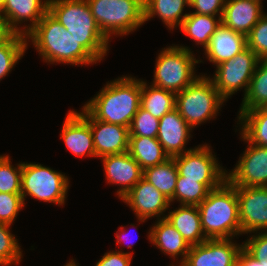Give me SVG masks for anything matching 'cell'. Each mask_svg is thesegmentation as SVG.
Instances as JSON below:
<instances>
[{
    "label": "cell",
    "mask_w": 267,
    "mask_h": 266,
    "mask_svg": "<svg viewBox=\"0 0 267 266\" xmlns=\"http://www.w3.org/2000/svg\"><path fill=\"white\" fill-rule=\"evenodd\" d=\"M208 192L198 180L185 179L179 174L170 204L176 200L180 205L198 206L207 197Z\"/></svg>",
    "instance_id": "obj_32"
},
{
    "label": "cell",
    "mask_w": 267,
    "mask_h": 266,
    "mask_svg": "<svg viewBox=\"0 0 267 266\" xmlns=\"http://www.w3.org/2000/svg\"><path fill=\"white\" fill-rule=\"evenodd\" d=\"M5 0H0V16H2V10Z\"/></svg>",
    "instance_id": "obj_45"
},
{
    "label": "cell",
    "mask_w": 267,
    "mask_h": 266,
    "mask_svg": "<svg viewBox=\"0 0 267 266\" xmlns=\"http://www.w3.org/2000/svg\"><path fill=\"white\" fill-rule=\"evenodd\" d=\"M238 119L240 132L250 143L267 147V107L243 112Z\"/></svg>",
    "instance_id": "obj_29"
},
{
    "label": "cell",
    "mask_w": 267,
    "mask_h": 266,
    "mask_svg": "<svg viewBox=\"0 0 267 266\" xmlns=\"http://www.w3.org/2000/svg\"><path fill=\"white\" fill-rule=\"evenodd\" d=\"M13 33L8 29L3 17L0 16V45L5 42Z\"/></svg>",
    "instance_id": "obj_42"
},
{
    "label": "cell",
    "mask_w": 267,
    "mask_h": 266,
    "mask_svg": "<svg viewBox=\"0 0 267 266\" xmlns=\"http://www.w3.org/2000/svg\"><path fill=\"white\" fill-rule=\"evenodd\" d=\"M26 36L12 34L0 45V80L12 71L27 50Z\"/></svg>",
    "instance_id": "obj_31"
},
{
    "label": "cell",
    "mask_w": 267,
    "mask_h": 266,
    "mask_svg": "<svg viewBox=\"0 0 267 266\" xmlns=\"http://www.w3.org/2000/svg\"><path fill=\"white\" fill-rule=\"evenodd\" d=\"M243 248L259 262L267 263V231L256 232L250 236L243 243Z\"/></svg>",
    "instance_id": "obj_38"
},
{
    "label": "cell",
    "mask_w": 267,
    "mask_h": 266,
    "mask_svg": "<svg viewBox=\"0 0 267 266\" xmlns=\"http://www.w3.org/2000/svg\"><path fill=\"white\" fill-rule=\"evenodd\" d=\"M225 101L210 77L201 75L176 94L175 108L193 129L197 125L216 118Z\"/></svg>",
    "instance_id": "obj_5"
},
{
    "label": "cell",
    "mask_w": 267,
    "mask_h": 266,
    "mask_svg": "<svg viewBox=\"0 0 267 266\" xmlns=\"http://www.w3.org/2000/svg\"><path fill=\"white\" fill-rule=\"evenodd\" d=\"M64 266H78V265L75 263V261L73 259V260L69 261L68 263H66V265H64Z\"/></svg>",
    "instance_id": "obj_44"
},
{
    "label": "cell",
    "mask_w": 267,
    "mask_h": 266,
    "mask_svg": "<svg viewBox=\"0 0 267 266\" xmlns=\"http://www.w3.org/2000/svg\"><path fill=\"white\" fill-rule=\"evenodd\" d=\"M69 188V179L65 174L36 163H24L21 174V196L39 201L64 205Z\"/></svg>",
    "instance_id": "obj_8"
},
{
    "label": "cell",
    "mask_w": 267,
    "mask_h": 266,
    "mask_svg": "<svg viewBox=\"0 0 267 266\" xmlns=\"http://www.w3.org/2000/svg\"><path fill=\"white\" fill-rule=\"evenodd\" d=\"M247 47L260 59H267V13H265L247 35Z\"/></svg>",
    "instance_id": "obj_36"
},
{
    "label": "cell",
    "mask_w": 267,
    "mask_h": 266,
    "mask_svg": "<svg viewBox=\"0 0 267 266\" xmlns=\"http://www.w3.org/2000/svg\"><path fill=\"white\" fill-rule=\"evenodd\" d=\"M128 153L142 170L165 162L170 157L157 138L129 136Z\"/></svg>",
    "instance_id": "obj_24"
},
{
    "label": "cell",
    "mask_w": 267,
    "mask_h": 266,
    "mask_svg": "<svg viewBox=\"0 0 267 266\" xmlns=\"http://www.w3.org/2000/svg\"><path fill=\"white\" fill-rule=\"evenodd\" d=\"M141 89L142 80L118 77L106 83L83 107L97 120L129 128L141 106Z\"/></svg>",
    "instance_id": "obj_1"
},
{
    "label": "cell",
    "mask_w": 267,
    "mask_h": 266,
    "mask_svg": "<svg viewBox=\"0 0 267 266\" xmlns=\"http://www.w3.org/2000/svg\"><path fill=\"white\" fill-rule=\"evenodd\" d=\"M240 135L248 145L235 168L227 174V180L233 186H267V147L254 145Z\"/></svg>",
    "instance_id": "obj_11"
},
{
    "label": "cell",
    "mask_w": 267,
    "mask_h": 266,
    "mask_svg": "<svg viewBox=\"0 0 267 266\" xmlns=\"http://www.w3.org/2000/svg\"><path fill=\"white\" fill-rule=\"evenodd\" d=\"M247 48V36L233 31L222 23L216 28L205 48V55L214 66L234 58Z\"/></svg>",
    "instance_id": "obj_21"
},
{
    "label": "cell",
    "mask_w": 267,
    "mask_h": 266,
    "mask_svg": "<svg viewBox=\"0 0 267 266\" xmlns=\"http://www.w3.org/2000/svg\"><path fill=\"white\" fill-rule=\"evenodd\" d=\"M132 252L110 251L103 255V257L96 263L95 266H131Z\"/></svg>",
    "instance_id": "obj_40"
},
{
    "label": "cell",
    "mask_w": 267,
    "mask_h": 266,
    "mask_svg": "<svg viewBox=\"0 0 267 266\" xmlns=\"http://www.w3.org/2000/svg\"><path fill=\"white\" fill-rule=\"evenodd\" d=\"M221 24V18L216 16L188 13L180 28L187 36L202 45L204 49L209 45L210 38Z\"/></svg>",
    "instance_id": "obj_26"
},
{
    "label": "cell",
    "mask_w": 267,
    "mask_h": 266,
    "mask_svg": "<svg viewBox=\"0 0 267 266\" xmlns=\"http://www.w3.org/2000/svg\"><path fill=\"white\" fill-rule=\"evenodd\" d=\"M176 94L142 81L141 107L157 119L175 108Z\"/></svg>",
    "instance_id": "obj_28"
},
{
    "label": "cell",
    "mask_w": 267,
    "mask_h": 266,
    "mask_svg": "<svg viewBox=\"0 0 267 266\" xmlns=\"http://www.w3.org/2000/svg\"><path fill=\"white\" fill-rule=\"evenodd\" d=\"M48 12L98 62L107 55L110 40L100 30L86 0H49Z\"/></svg>",
    "instance_id": "obj_3"
},
{
    "label": "cell",
    "mask_w": 267,
    "mask_h": 266,
    "mask_svg": "<svg viewBox=\"0 0 267 266\" xmlns=\"http://www.w3.org/2000/svg\"><path fill=\"white\" fill-rule=\"evenodd\" d=\"M231 239H207L190 246L185 261L180 266H237L239 245Z\"/></svg>",
    "instance_id": "obj_13"
},
{
    "label": "cell",
    "mask_w": 267,
    "mask_h": 266,
    "mask_svg": "<svg viewBox=\"0 0 267 266\" xmlns=\"http://www.w3.org/2000/svg\"><path fill=\"white\" fill-rule=\"evenodd\" d=\"M8 155H0V192L21 194V174L23 163L14 167Z\"/></svg>",
    "instance_id": "obj_34"
},
{
    "label": "cell",
    "mask_w": 267,
    "mask_h": 266,
    "mask_svg": "<svg viewBox=\"0 0 267 266\" xmlns=\"http://www.w3.org/2000/svg\"><path fill=\"white\" fill-rule=\"evenodd\" d=\"M101 158L108 183L120 185V189L117 190L120 199L143 177V170L128 152Z\"/></svg>",
    "instance_id": "obj_17"
},
{
    "label": "cell",
    "mask_w": 267,
    "mask_h": 266,
    "mask_svg": "<svg viewBox=\"0 0 267 266\" xmlns=\"http://www.w3.org/2000/svg\"><path fill=\"white\" fill-rule=\"evenodd\" d=\"M261 107H267V59L259 60L238 115Z\"/></svg>",
    "instance_id": "obj_30"
},
{
    "label": "cell",
    "mask_w": 267,
    "mask_h": 266,
    "mask_svg": "<svg viewBox=\"0 0 267 266\" xmlns=\"http://www.w3.org/2000/svg\"><path fill=\"white\" fill-rule=\"evenodd\" d=\"M241 235L267 231V186H236Z\"/></svg>",
    "instance_id": "obj_12"
},
{
    "label": "cell",
    "mask_w": 267,
    "mask_h": 266,
    "mask_svg": "<svg viewBox=\"0 0 267 266\" xmlns=\"http://www.w3.org/2000/svg\"><path fill=\"white\" fill-rule=\"evenodd\" d=\"M260 58L248 47L234 58L216 65L213 78H210L220 95L227 99L244 88L246 95L251 78Z\"/></svg>",
    "instance_id": "obj_10"
},
{
    "label": "cell",
    "mask_w": 267,
    "mask_h": 266,
    "mask_svg": "<svg viewBox=\"0 0 267 266\" xmlns=\"http://www.w3.org/2000/svg\"><path fill=\"white\" fill-rule=\"evenodd\" d=\"M207 144L173 157L178 173L185 179L198 180L209 191L218 188L227 180L229 173L220 166L216 155Z\"/></svg>",
    "instance_id": "obj_9"
},
{
    "label": "cell",
    "mask_w": 267,
    "mask_h": 266,
    "mask_svg": "<svg viewBox=\"0 0 267 266\" xmlns=\"http://www.w3.org/2000/svg\"><path fill=\"white\" fill-rule=\"evenodd\" d=\"M191 130L193 129L174 108L159 119L157 140L163 146L166 154L173 158L192 150V148L185 149V145L191 137Z\"/></svg>",
    "instance_id": "obj_18"
},
{
    "label": "cell",
    "mask_w": 267,
    "mask_h": 266,
    "mask_svg": "<svg viewBox=\"0 0 267 266\" xmlns=\"http://www.w3.org/2000/svg\"><path fill=\"white\" fill-rule=\"evenodd\" d=\"M262 7L257 0H226L221 23L247 36L265 14Z\"/></svg>",
    "instance_id": "obj_20"
},
{
    "label": "cell",
    "mask_w": 267,
    "mask_h": 266,
    "mask_svg": "<svg viewBox=\"0 0 267 266\" xmlns=\"http://www.w3.org/2000/svg\"><path fill=\"white\" fill-rule=\"evenodd\" d=\"M60 138L65 142L66 148L75 156L88 155L96 158L91 127L79 112L69 110L63 123Z\"/></svg>",
    "instance_id": "obj_19"
},
{
    "label": "cell",
    "mask_w": 267,
    "mask_h": 266,
    "mask_svg": "<svg viewBox=\"0 0 267 266\" xmlns=\"http://www.w3.org/2000/svg\"><path fill=\"white\" fill-rule=\"evenodd\" d=\"M226 0H190L189 7L195 9L193 13L222 17Z\"/></svg>",
    "instance_id": "obj_39"
},
{
    "label": "cell",
    "mask_w": 267,
    "mask_h": 266,
    "mask_svg": "<svg viewBox=\"0 0 267 266\" xmlns=\"http://www.w3.org/2000/svg\"><path fill=\"white\" fill-rule=\"evenodd\" d=\"M49 0H5L2 17L13 34L26 36L48 12ZM30 20V21H29ZM25 21L31 24L21 26ZM19 26V27H18Z\"/></svg>",
    "instance_id": "obj_16"
},
{
    "label": "cell",
    "mask_w": 267,
    "mask_h": 266,
    "mask_svg": "<svg viewBox=\"0 0 267 266\" xmlns=\"http://www.w3.org/2000/svg\"><path fill=\"white\" fill-rule=\"evenodd\" d=\"M237 266H267V263L259 262L242 248L237 258Z\"/></svg>",
    "instance_id": "obj_41"
},
{
    "label": "cell",
    "mask_w": 267,
    "mask_h": 266,
    "mask_svg": "<svg viewBox=\"0 0 267 266\" xmlns=\"http://www.w3.org/2000/svg\"><path fill=\"white\" fill-rule=\"evenodd\" d=\"M79 113L91 127L96 157L128 152L129 128L97 120L84 107Z\"/></svg>",
    "instance_id": "obj_15"
},
{
    "label": "cell",
    "mask_w": 267,
    "mask_h": 266,
    "mask_svg": "<svg viewBox=\"0 0 267 266\" xmlns=\"http://www.w3.org/2000/svg\"><path fill=\"white\" fill-rule=\"evenodd\" d=\"M11 225L0 223V266L19 264L22 258L21 246L15 235L11 233Z\"/></svg>",
    "instance_id": "obj_33"
},
{
    "label": "cell",
    "mask_w": 267,
    "mask_h": 266,
    "mask_svg": "<svg viewBox=\"0 0 267 266\" xmlns=\"http://www.w3.org/2000/svg\"><path fill=\"white\" fill-rule=\"evenodd\" d=\"M148 234L149 241L165 255L173 259L182 257L179 266L185 261L190 246L166 218L158 219Z\"/></svg>",
    "instance_id": "obj_22"
},
{
    "label": "cell",
    "mask_w": 267,
    "mask_h": 266,
    "mask_svg": "<svg viewBox=\"0 0 267 266\" xmlns=\"http://www.w3.org/2000/svg\"><path fill=\"white\" fill-rule=\"evenodd\" d=\"M178 168L174 158L143 170V178L159 190L168 200L174 197L178 178Z\"/></svg>",
    "instance_id": "obj_27"
},
{
    "label": "cell",
    "mask_w": 267,
    "mask_h": 266,
    "mask_svg": "<svg viewBox=\"0 0 267 266\" xmlns=\"http://www.w3.org/2000/svg\"><path fill=\"white\" fill-rule=\"evenodd\" d=\"M200 62L188 47L164 48L156 59L152 85L177 94L199 77L194 69Z\"/></svg>",
    "instance_id": "obj_7"
},
{
    "label": "cell",
    "mask_w": 267,
    "mask_h": 266,
    "mask_svg": "<svg viewBox=\"0 0 267 266\" xmlns=\"http://www.w3.org/2000/svg\"><path fill=\"white\" fill-rule=\"evenodd\" d=\"M100 30L110 40L112 35H127L144 20V0H86Z\"/></svg>",
    "instance_id": "obj_6"
},
{
    "label": "cell",
    "mask_w": 267,
    "mask_h": 266,
    "mask_svg": "<svg viewBox=\"0 0 267 266\" xmlns=\"http://www.w3.org/2000/svg\"><path fill=\"white\" fill-rule=\"evenodd\" d=\"M119 229H120V230H118V231H117L118 233L116 232V235H115L116 238H117V242H116L117 245H118V244H121L122 241H125V240L127 239V238H126V237H127L126 234L128 233V232H127V233L125 232L126 230H125L124 227H122V226L119 227ZM120 232H121V233H120ZM132 245H133V244L130 243L129 245H127V248H131Z\"/></svg>",
    "instance_id": "obj_43"
},
{
    "label": "cell",
    "mask_w": 267,
    "mask_h": 266,
    "mask_svg": "<svg viewBox=\"0 0 267 266\" xmlns=\"http://www.w3.org/2000/svg\"><path fill=\"white\" fill-rule=\"evenodd\" d=\"M121 200L135 212L139 222L150 217L166 218L164 212L171 206L170 200L143 177Z\"/></svg>",
    "instance_id": "obj_14"
},
{
    "label": "cell",
    "mask_w": 267,
    "mask_h": 266,
    "mask_svg": "<svg viewBox=\"0 0 267 266\" xmlns=\"http://www.w3.org/2000/svg\"><path fill=\"white\" fill-rule=\"evenodd\" d=\"M198 209L207 239H233L241 235L236 186L228 180L210 190Z\"/></svg>",
    "instance_id": "obj_4"
},
{
    "label": "cell",
    "mask_w": 267,
    "mask_h": 266,
    "mask_svg": "<svg viewBox=\"0 0 267 266\" xmlns=\"http://www.w3.org/2000/svg\"><path fill=\"white\" fill-rule=\"evenodd\" d=\"M166 219L182 235L189 246L200 244L207 240L200 221L198 206L180 205L176 210H169Z\"/></svg>",
    "instance_id": "obj_23"
},
{
    "label": "cell",
    "mask_w": 267,
    "mask_h": 266,
    "mask_svg": "<svg viewBox=\"0 0 267 266\" xmlns=\"http://www.w3.org/2000/svg\"><path fill=\"white\" fill-rule=\"evenodd\" d=\"M187 5H190V0H144V20L146 22L158 15L170 30L180 27L188 14H182Z\"/></svg>",
    "instance_id": "obj_25"
},
{
    "label": "cell",
    "mask_w": 267,
    "mask_h": 266,
    "mask_svg": "<svg viewBox=\"0 0 267 266\" xmlns=\"http://www.w3.org/2000/svg\"><path fill=\"white\" fill-rule=\"evenodd\" d=\"M46 63L90 65L97 60L47 12L26 35Z\"/></svg>",
    "instance_id": "obj_2"
},
{
    "label": "cell",
    "mask_w": 267,
    "mask_h": 266,
    "mask_svg": "<svg viewBox=\"0 0 267 266\" xmlns=\"http://www.w3.org/2000/svg\"><path fill=\"white\" fill-rule=\"evenodd\" d=\"M159 119L139 107L129 127V136L157 138Z\"/></svg>",
    "instance_id": "obj_35"
},
{
    "label": "cell",
    "mask_w": 267,
    "mask_h": 266,
    "mask_svg": "<svg viewBox=\"0 0 267 266\" xmlns=\"http://www.w3.org/2000/svg\"><path fill=\"white\" fill-rule=\"evenodd\" d=\"M24 206L21 194L0 192V223L11 225Z\"/></svg>",
    "instance_id": "obj_37"
}]
</instances>
